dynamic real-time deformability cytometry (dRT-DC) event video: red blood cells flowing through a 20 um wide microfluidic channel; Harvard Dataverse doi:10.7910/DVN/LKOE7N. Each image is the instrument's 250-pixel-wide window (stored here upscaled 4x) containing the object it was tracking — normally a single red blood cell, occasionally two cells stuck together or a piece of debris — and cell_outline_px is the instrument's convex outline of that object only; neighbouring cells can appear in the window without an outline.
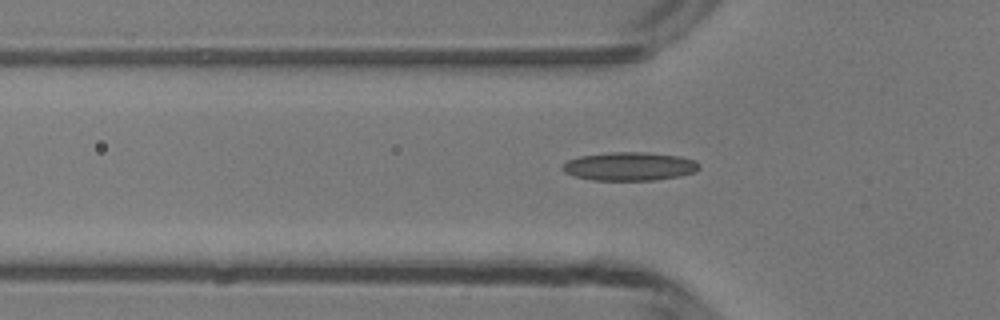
{"species": "common noctule bat (a hibernating species)", "species_latin": "Nyctalus noctula", "temperature_condition": "room temperature", "stored_images_in_passage": 31, "camera_frame_rate_fps": 3000, "um_per_image_px": 0.085, "animal": {"sex": "male", "body_mass_g": 13.3}, "frame": {"image": 1, "passage_image": 5, "time_ms": 1.333, "image_size_px": [1000, 320], "cell_outline_px": [[700, 168], [696, 172], [680, 176], [652, 180], [592, 180], [576, 176], [564, 172], [560, 168], [568, 160], [580, 156], [612, 152], [644, 152], [680, 156], [696, 160], [700, 164]], "centroid_in_image_um": [53.55, 14.14], "position_along_channel_um": 72.3, "area_um2": 22.72}}
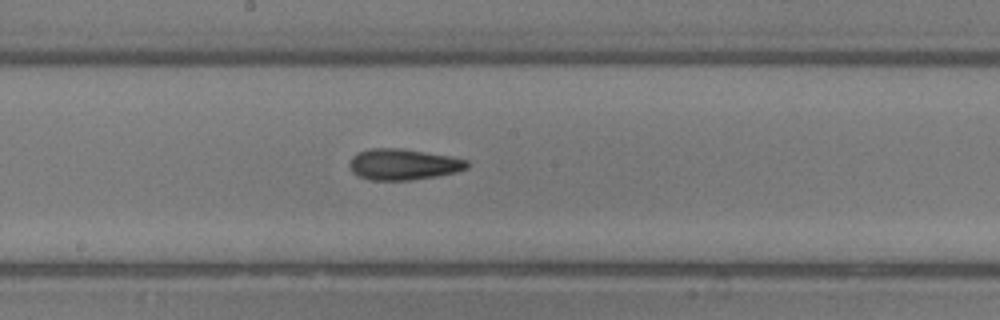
{"frame": {"image": 2, "passage_image": 15, "time_ms": 4.667, "image_size_px": [1000, 320], "cell_outline_px": [[468, 168], [456, 172], [436, 176], [412, 180], [368, 180], [352, 172], [348, 164], [352, 156], [360, 152], [372, 148], [404, 148], [452, 156], [468, 160]], "centroid_in_image_um": [34.29, 13.96], "position_along_channel_um": 213.9, "area_um2": 21.44}}
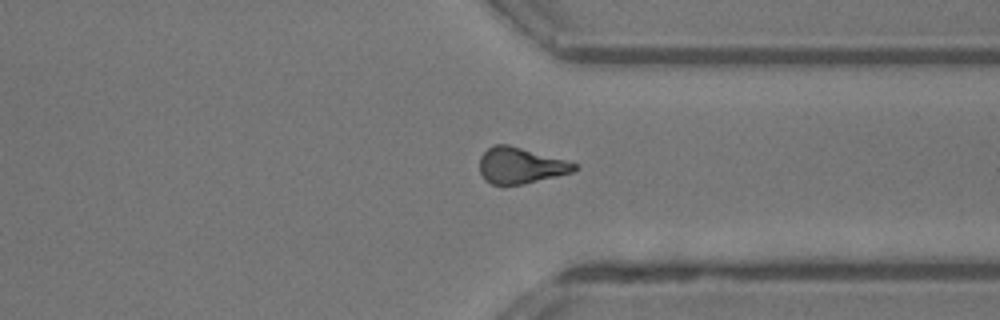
{"frame": {"image": 3, "passage_image": 26, "time_ms": 8.333, "image_size_px": [1000, 320], "cell_outline_px": [[576, 168], [572, 172], [524, 184], [492, 184], [484, 180], [480, 172], [480, 156], [488, 148], [496, 144], [508, 144], [564, 160], [576, 164]], "centroid_in_image_um": [44.19, 14.07], "position_along_channel_um": 367.2, "area_um2": 19.54}}